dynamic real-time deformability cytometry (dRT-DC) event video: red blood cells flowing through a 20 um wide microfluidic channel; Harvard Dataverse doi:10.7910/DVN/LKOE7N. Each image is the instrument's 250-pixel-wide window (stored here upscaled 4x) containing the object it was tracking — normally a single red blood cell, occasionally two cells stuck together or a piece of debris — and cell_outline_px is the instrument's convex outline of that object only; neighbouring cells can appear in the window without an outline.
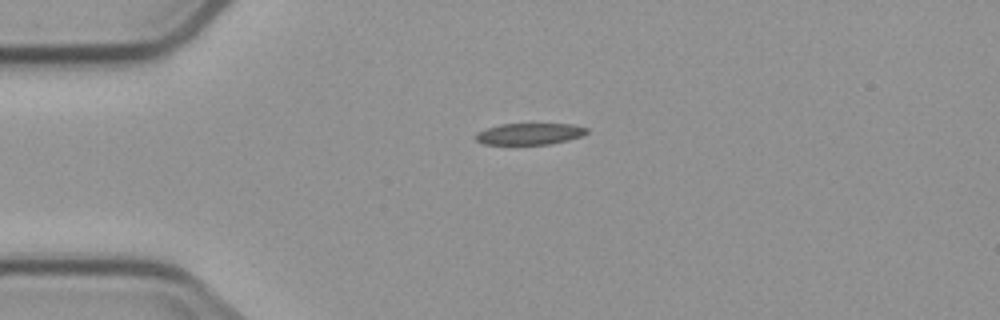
{"species": "common noctule bat (a hibernating species)", "species_latin": "Nyctalus noctula", "temperature_condition": "cold", "stored_images_in_passage": 2, "camera_frame_rate_fps": 3000, "um_per_image_px": 0.085, "animal": {"sex": "male", "body_mass_g": 23.1, "forearm_length_mm": 52.7}, "frame": {"image": 1, "passage_image": 1, "time_ms": 0.0, "image_size_px": [1000, 320], "cell_outline_px": [[588, 132], [580, 136], [568, 140], [548, 144], [484, 144], [476, 140], [472, 136], [476, 132], [500, 124], [572, 124], [588, 128]], "centroid_in_image_um": [44.98, 11.37], "position_along_channel_um": 40.0, "area_um2": 13.87}}